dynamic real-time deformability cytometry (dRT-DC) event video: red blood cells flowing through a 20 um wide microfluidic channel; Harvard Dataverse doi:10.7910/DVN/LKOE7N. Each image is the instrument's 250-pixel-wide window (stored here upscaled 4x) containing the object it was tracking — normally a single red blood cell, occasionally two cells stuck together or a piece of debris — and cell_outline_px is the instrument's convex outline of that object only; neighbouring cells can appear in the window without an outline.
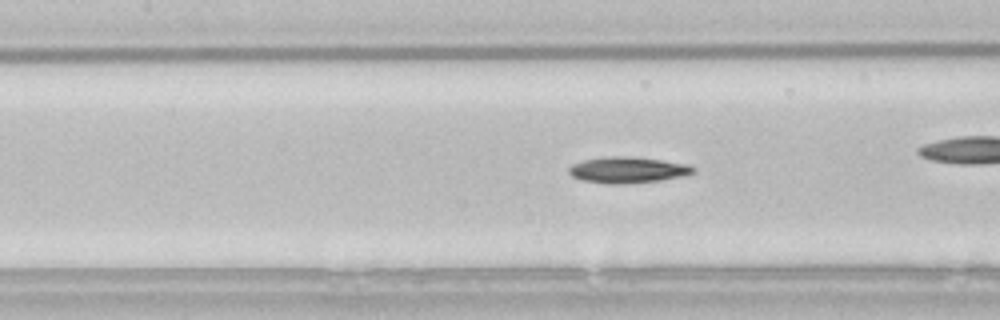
{"species": "common noctule bat (a hibernating species)", "species_latin": "Nyctalus noctula", "temperature_condition": "room temperature", "stored_images_in_passage": 53, "camera_frame_rate_fps": 3000, "um_per_image_px": 0.085, "animal": {"sex": "male", "body_mass_g": 21.5, "forearm_length_mm": 52.0}, "frame": {"image": 1, "passage_image": 23, "time_ms": 7.333, "image_size_px": [1000, 320], "cell_outline_px": [[696, 172], [680, 176], [660, 180], [624, 184], [604, 184], [580, 180], [572, 176], [568, 172], [568, 168], [572, 164], [584, 160], [604, 156], [632, 156], [688, 164], [696, 168]], "centroid_in_image_um": [53.31, 14.44], "position_along_channel_um": 154.1, "area_um2": 19.07}, "authors_computed_cell_mechanics": {"area_um2": 17.7446, "velocity_mm_per_s": 3.8436, "shape_relaxation_time_tau1_ms": 4.6699, "shape_relaxation_time_tau2_ms": null, "deformation_change_tau1": 0.1544, "deformation_change_tau2": null}}